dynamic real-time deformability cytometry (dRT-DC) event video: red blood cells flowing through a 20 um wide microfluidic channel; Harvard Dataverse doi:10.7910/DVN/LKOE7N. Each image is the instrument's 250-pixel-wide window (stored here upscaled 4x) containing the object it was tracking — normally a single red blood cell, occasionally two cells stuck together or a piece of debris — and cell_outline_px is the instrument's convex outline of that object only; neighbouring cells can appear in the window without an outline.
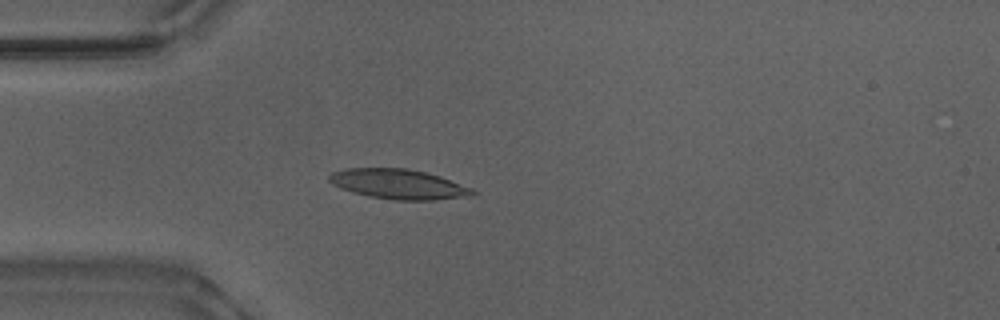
{"species": "Egyptian fruit bat (a non-hibernating species)", "species_latin": "Rousettus aegyptiacus", "temperature_condition": "warm", "stored_images_in_passage": 5, "camera_frame_rate_fps": 3000, "um_per_image_px": 0.085, "animal": {"sex": "male"}, "frame": {"image": 1, "passage_image": 1, "time_ms": 0.0, "image_size_px": [1000, 320], "cell_outline_px": [[476, 192], [472, 196], [436, 200], [392, 200], [368, 196], [352, 192], [340, 188], [332, 184], [328, 180], [328, 176], [332, 172], [348, 168], [408, 168], [440, 176], [472, 188]], "centroid_in_image_um": [33.87, 15.66], "position_along_channel_um": 51.1, "area_um2": 25.09}}
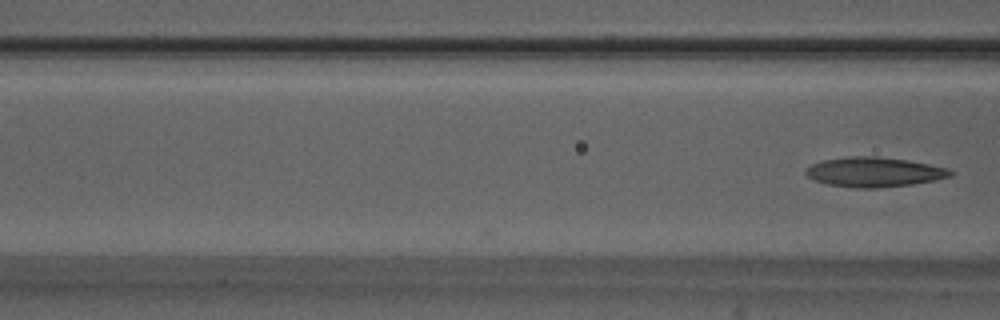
{"frame": {"image": 2, "passage_image": 5, "time_ms": 1.333, "image_size_px": [1000, 320], "cell_outline_px": [[956, 172], [952, 176], [936, 180], [912, 184], [876, 188], [856, 188], [828, 184], [812, 180], [804, 172], [804, 168], [812, 164], [824, 160], [848, 156], [876, 156], [908, 160], [948, 168]], "centroid_in_image_um": [74.31, 14.62], "position_along_channel_um": 92.3, "area_um2": 25.2}}